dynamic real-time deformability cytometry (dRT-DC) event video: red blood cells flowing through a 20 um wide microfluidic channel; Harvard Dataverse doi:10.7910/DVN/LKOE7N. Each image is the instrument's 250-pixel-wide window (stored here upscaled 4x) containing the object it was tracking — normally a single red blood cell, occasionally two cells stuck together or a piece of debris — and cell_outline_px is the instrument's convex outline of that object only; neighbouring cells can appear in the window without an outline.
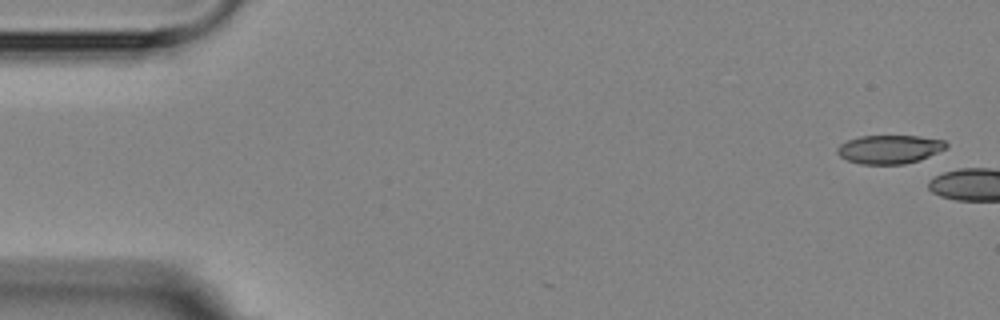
{"species": "Egyptian fruit bat (a non-hibernating species)", "species_latin": "Rousettus aegyptiacus", "temperature_condition": "room temperature", "stored_images_in_passage": 2, "camera_frame_rate_fps": 3000, "um_per_image_px": 0.085, "animal": {"sex": "female"}, "frame": {"image": 1, "passage_image": 1, "time_ms": 0.0, "image_size_px": [1000, 320], "cell_outline_px": [[948, 148], [920, 160], [904, 164], [860, 164], [848, 160], [840, 156], [836, 152], [836, 148], [840, 144], [848, 140], [860, 136], [920, 136], [944, 140], [948, 144]], "centroid_in_image_um": [75.63, 12.69], "position_along_channel_um": 9.4, "area_um2": 18.26}}